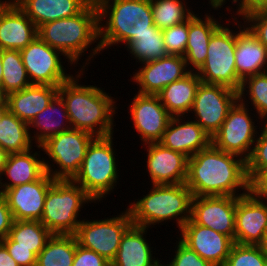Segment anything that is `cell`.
<instances>
[{"instance_id": "6da1fadb", "label": "cell", "mask_w": 267, "mask_h": 266, "mask_svg": "<svg viewBox=\"0 0 267 266\" xmlns=\"http://www.w3.org/2000/svg\"><path fill=\"white\" fill-rule=\"evenodd\" d=\"M185 184L193 196H243L249 193L246 161L211 143L188 158Z\"/></svg>"}, {"instance_id": "7a4b0ae2", "label": "cell", "mask_w": 267, "mask_h": 266, "mask_svg": "<svg viewBox=\"0 0 267 266\" xmlns=\"http://www.w3.org/2000/svg\"><path fill=\"white\" fill-rule=\"evenodd\" d=\"M82 65L76 76H72L58 88V95L64 101L72 129L89 132L95 137L114 135V115L118 108L116 102L100 87L78 83L87 69L85 64Z\"/></svg>"}, {"instance_id": "3957f363", "label": "cell", "mask_w": 267, "mask_h": 266, "mask_svg": "<svg viewBox=\"0 0 267 266\" xmlns=\"http://www.w3.org/2000/svg\"><path fill=\"white\" fill-rule=\"evenodd\" d=\"M37 35L50 47L60 51L69 65L79 64L81 56L91 45L85 59L88 65L102 51L99 45V11L95 0H91L77 15L44 23L37 28ZM98 40V41H97ZM84 53V54H83Z\"/></svg>"}, {"instance_id": "277c9868", "label": "cell", "mask_w": 267, "mask_h": 266, "mask_svg": "<svg viewBox=\"0 0 267 266\" xmlns=\"http://www.w3.org/2000/svg\"><path fill=\"white\" fill-rule=\"evenodd\" d=\"M95 1L99 11V45L103 51L115 44L126 45L133 37L158 29L153 22L150 0Z\"/></svg>"}, {"instance_id": "5b68a950", "label": "cell", "mask_w": 267, "mask_h": 266, "mask_svg": "<svg viewBox=\"0 0 267 266\" xmlns=\"http://www.w3.org/2000/svg\"><path fill=\"white\" fill-rule=\"evenodd\" d=\"M192 199L193 194L185 183L152 185L148 194L131 202L127 209L135 226L150 228L176 219L180 230L191 218Z\"/></svg>"}, {"instance_id": "8992f818", "label": "cell", "mask_w": 267, "mask_h": 266, "mask_svg": "<svg viewBox=\"0 0 267 266\" xmlns=\"http://www.w3.org/2000/svg\"><path fill=\"white\" fill-rule=\"evenodd\" d=\"M113 146V135L95 137L87 148L78 173L72 179L95 203L114 191L118 183V161Z\"/></svg>"}, {"instance_id": "52a82bcc", "label": "cell", "mask_w": 267, "mask_h": 266, "mask_svg": "<svg viewBox=\"0 0 267 266\" xmlns=\"http://www.w3.org/2000/svg\"><path fill=\"white\" fill-rule=\"evenodd\" d=\"M95 201L72 180H55L49 187L40 222L52 233L74 235L85 204ZM79 219V220H78Z\"/></svg>"}, {"instance_id": "ba28073f", "label": "cell", "mask_w": 267, "mask_h": 266, "mask_svg": "<svg viewBox=\"0 0 267 266\" xmlns=\"http://www.w3.org/2000/svg\"><path fill=\"white\" fill-rule=\"evenodd\" d=\"M230 20H227V26L222 23L212 34L206 61L196 73L203 83L222 85L239 92L242 80L235 67L237 31L229 28Z\"/></svg>"}, {"instance_id": "9c48e42d", "label": "cell", "mask_w": 267, "mask_h": 266, "mask_svg": "<svg viewBox=\"0 0 267 266\" xmlns=\"http://www.w3.org/2000/svg\"><path fill=\"white\" fill-rule=\"evenodd\" d=\"M94 138L95 136L89 132L71 128L36 146L50 158H44L46 172L55 180H72L78 173L87 148ZM50 161L52 164L55 163L58 169L52 168L55 164L52 165Z\"/></svg>"}, {"instance_id": "30bf717a", "label": "cell", "mask_w": 267, "mask_h": 266, "mask_svg": "<svg viewBox=\"0 0 267 266\" xmlns=\"http://www.w3.org/2000/svg\"><path fill=\"white\" fill-rule=\"evenodd\" d=\"M132 225L130 212L126 209L116 217L83 219L74 235L78 245L98 253L111 263L116 257L122 236Z\"/></svg>"}, {"instance_id": "8fae6325", "label": "cell", "mask_w": 267, "mask_h": 266, "mask_svg": "<svg viewBox=\"0 0 267 266\" xmlns=\"http://www.w3.org/2000/svg\"><path fill=\"white\" fill-rule=\"evenodd\" d=\"M248 106L239 100L229 110L220 129L212 137L211 143L221 151L237 155L247 161L260 132L251 118Z\"/></svg>"}, {"instance_id": "7c38bea8", "label": "cell", "mask_w": 267, "mask_h": 266, "mask_svg": "<svg viewBox=\"0 0 267 266\" xmlns=\"http://www.w3.org/2000/svg\"><path fill=\"white\" fill-rule=\"evenodd\" d=\"M238 100V92L233 89L201 82L191 109L195 116L192 118L212 138Z\"/></svg>"}, {"instance_id": "4fadbf2b", "label": "cell", "mask_w": 267, "mask_h": 266, "mask_svg": "<svg viewBox=\"0 0 267 266\" xmlns=\"http://www.w3.org/2000/svg\"><path fill=\"white\" fill-rule=\"evenodd\" d=\"M31 84L59 87L73 75L67 74L60 51L50 47L39 36L20 50Z\"/></svg>"}, {"instance_id": "5bb4252c", "label": "cell", "mask_w": 267, "mask_h": 266, "mask_svg": "<svg viewBox=\"0 0 267 266\" xmlns=\"http://www.w3.org/2000/svg\"><path fill=\"white\" fill-rule=\"evenodd\" d=\"M240 196H193L191 219L234 241L235 211Z\"/></svg>"}, {"instance_id": "9a60e30c", "label": "cell", "mask_w": 267, "mask_h": 266, "mask_svg": "<svg viewBox=\"0 0 267 266\" xmlns=\"http://www.w3.org/2000/svg\"><path fill=\"white\" fill-rule=\"evenodd\" d=\"M128 106L132 124L144 144L159 142L172 118L157 95L136 93Z\"/></svg>"}, {"instance_id": "2e32d148", "label": "cell", "mask_w": 267, "mask_h": 266, "mask_svg": "<svg viewBox=\"0 0 267 266\" xmlns=\"http://www.w3.org/2000/svg\"><path fill=\"white\" fill-rule=\"evenodd\" d=\"M179 231L177 239L212 266H223L234 244L230 237L198 225L191 218Z\"/></svg>"}, {"instance_id": "e0dca14e", "label": "cell", "mask_w": 267, "mask_h": 266, "mask_svg": "<svg viewBox=\"0 0 267 266\" xmlns=\"http://www.w3.org/2000/svg\"><path fill=\"white\" fill-rule=\"evenodd\" d=\"M55 181L47 172L39 179L10 189H0L14 220H37L43 215L45 198Z\"/></svg>"}, {"instance_id": "ac0fdd59", "label": "cell", "mask_w": 267, "mask_h": 266, "mask_svg": "<svg viewBox=\"0 0 267 266\" xmlns=\"http://www.w3.org/2000/svg\"><path fill=\"white\" fill-rule=\"evenodd\" d=\"M189 72L184 57L167 55L142 63L140 68L133 72L131 80L139 86L137 93L156 95L167 85L182 79Z\"/></svg>"}, {"instance_id": "d6986e66", "label": "cell", "mask_w": 267, "mask_h": 266, "mask_svg": "<svg viewBox=\"0 0 267 266\" xmlns=\"http://www.w3.org/2000/svg\"><path fill=\"white\" fill-rule=\"evenodd\" d=\"M267 230V200L250 192L240 196L235 211L234 243L259 245Z\"/></svg>"}, {"instance_id": "ffe728a7", "label": "cell", "mask_w": 267, "mask_h": 266, "mask_svg": "<svg viewBox=\"0 0 267 266\" xmlns=\"http://www.w3.org/2000/svg\"><path fill=\"white\" fill-rule=\"evenodd\" d=\"M147 171L152 185L184 184L187 178L188 157L159 142L147 143Z\"/></svg>"}, {"instance_id": "44dd1931", "label": "cell", "mask_w": 267, "mask_h": 266, "mask_svg": "<svg viewBox=\"0 0 267 266\" xmlns=\"http://www.w3.org/2000/svg\"><path fill=\"white\" fill-rule=\"evenodd\" d=\"M183 119V116L172 117L159 143L190 158L207 148L212 138L194 120Z\"/></svg>"}, {"instance_id": "7402d4cb", "label": "cell", "mask_w": 267, "mask_h": 266, "mask_svg": "<svg viewBox=\"0 0 267 266\" xmlns=\"http://www.w3.org/2000/svg\"><path fill=\"white\" fill-rule=\"evenodd\" d=\"M243 24L236 26L239 31L235 49L236 72L242 81L267 71V48Z\"/></svg>"}, {"instance_id": "603a6c76", "label": "cell", "mask_w": 267, "mask_h": 266, "mask_svg": "<svg viewBox=\"0 0 267 266\" xmlns=\"http://www.w3.org/2000/svg\"><path fill=\"white\" fill-rule=\"evenodd\" d=\"M201 17L194 13L188 19V41L184 60L188 70L192 72H197L205 63L209 40L222 25L218 22L219 19L214 18L210 13H206L204 19Z\"/></svg>"}, {"instance_id": "cb8c5ba5", "label": "cell", "mask_w": 267, "mask_h": 266, "mask_svg": "<svg viewBox=\"0 0 267 266\" xmlns=\"http://www.w3.org/2000/svg\"><path fill=\"white\" fill-rule=\"evenodd\" d=\"M57 86L31 84L7 94L8 111L20 120L30 123L58 94Z\"/></svg>"}, {"instance_id": "d4e9b609", "label": "cell", "mask_w": 267, "mask_h": 266, "mask_svg": "<svg viewBox=\"0 0 267 266\" xmlns=\"http://www.w3.org/2000/svg\"><path fill=\"white\" fill-rule=\"evenodd\" d=\"M36 36V25L14 2L0 18V49L20 51Z\"/></svg>"}, {"instance_id": "484cf974", "label": "cell", "mask_w": 267, "mask_h": 266, "mask_svg": "<svg viewBox=\"0 0 267 266\" xmlns=\"http://www.w3.org/2000/svg\"><path fill=\"white\" fill-rule=\"evenodd\" d=\"M40 156V151L33 152L31 149L22 153H10L1 174L0 189H10L39 180L46 173L44 158ZM4 175L9 182H2Z\"/></svg>"}, {"instance_id": "4316f807", "label": "cell", "mask_w": 267, "mask_h": 266, "mask_svg": "<svg viewBox=\"0 0 267 266\" xmlns=\"http://www.w3.org/2000/svg\"><path fill=\"white\" fill-rule=\"evenodd\" d=\"M148 228L132 225L122 236L111 266H154L159 260L146 239Z\"/></svg>"}, {"instance_id": "83f0119b", "label": "cell", "mask_w": 267, "mask_h": 266, "mask_svg": "<svg viewBox=\"0 0 267 266\" xmlns=\"http://www.w3.org/2000/svg\"><path fill=\"white\" fill-rule=\"evenodd\" d=\"M91 0H14L16 5L40 25L77 15Z\"/></svg>"}, {"instance_id": "f1b7e54d", "label": "cell", "mask_w": 267, "mask_h": 266, "mask_svg": "<svg viewBox=\"0 0 267 266\" xmlns=\"http://www.w3.org/2000/svg\"><path fill=\"white\" fill-rule=\"evenodd\" d=\"M201 82L197 73L190 71L182 79L167 85L156 95L172 117L183 116L186 118V116H190L187 114L191 112Z\"/></svg>"}, {"instance_id": "f546056e", "label": "cell", "mask_w": 267, "mask_h": 266, "mask_svg": "<svg viewBox=\"0 0 267 266\" xmlns=\"http://www.w3.org/2000/svg\"><path fill=\"white\" fill-rule=\"evenodd\" d=\"M28 126L29 129L34 128L36 130H34V136H31L36 146H40L50 137L72 128L64 101L58 94L48 107L35 116Z\"/></svg>"}, {"instance_id": "4dcf8cb0", "label": "cell", "mask_w": 267, "mask_h": 266, "mask_svg": "<svg viewBox=\"0 0 267 266\" xmlns=\"http://www.w3.org/2000/svg\"><path fill=\"white\" fill-rule=\"evenodd\" d=\"M30 132L28 123L7 111L0 120V147L8 154L26 152L36 147Z\"/></svg>"}, {"instance_id": "1f68e13d", "label": "cell", "mask_w": 267, "mask_h": 266, "mask_svg": "<svg viewBox=\"0 0 267 266\" xmlns=\"http://www.w3.org/2000/svg\"><path fill=\"white\" fill-rule=\"evenodd\" d=\"M52 235L40 221L14 220L8 236L15 247L30 248L38 256Z\"/></svg>"}, {"instance_id": "d6a6232c", "label": "cell", "mask_w": 267, "mask_h": 266, "mask_svg": "<svg viewBox=\"0 0 267 266\" xmlns=\"http://www.w3.org/2000/svg\"><path fill=\"white\" fill-rule=\"evenodd\" d=\"M75 252V235L53 234L38 254L36 266H72Z\"/></svg>"}, {"instance_id": "836d02e7", "label": "cell", "mask_w": 267, "mask_h": 266, "mask_svg": "<svg viewBox=\"0 0 267 266\" xmlns=\"http://www.w3.org/2000/svg\"><path fill=\"white\" fill-rule=\"evenodd\" d=\"M126 49L137 59L140 64L160 59L167 56L166 46L163 40V31L159 28L144 33L138 37H133L126 45Z\"/></svg>"}, {"instance_id": "e575fe53", "label": "cell", "mask_w": 267, "mask_h": 266, "mask_svg": "<svg viewBox=\"0 0 267 266\" xmlns=\"http://www.w3.org/2000/svg\"><path fill=\"white\" fill-rule=\"evenodd\" d=\"M185 2V0H150L156 27L163 30L187 21L194 12Z\"/></svg>"}, {"instance_id": "d590c367", "label": "cell", "mask_w": 267, "mask_h": 266, "mask_svg": "<svg viewBox=\"0 0 267 266\" xmlns=\"http://www.w3.org/2000/svg\"><path fill=\"white\" fill-rule=\"evenodd\" d=\"M2 87L9 94L31 85L19 50H1Z\"/></svg>"}, {"instance_id": "8d00e7d4", "label": "cell", "mask_w": 267, "mask_h": 266, "mask_svg": "<svg viewBox=\"0 0 267 266\" xmlns=\"http://www.w3.org/2000/svg\"><path fill=\"white\" fill-rule=\"evenodd\" d=\"M245 94L246 96L248 94V100ZM238 95L239 101L245 106H250L248 104L249 100L251 101V106L253 105L258 114L256 118L260 119L259 122L267 120V71L246 77L242 81Z\"/></svg>"}, {"instance_id": "74e56055", "label": "cell", "mask_w": 267, "mask_h": 266, "mask_svg": "<svg viewBox=\"0 0 267 266\" xmlns=\"http://www.w3.org/2000/svg\"><path fill=\"white\" fill-rule=\"evenodd\" d=\"M223 266H267V256L259 245L234 243Z\"/></svg>"}, {"instance_id": "f35d334b", "label": "cell", "mask_w": 267, "mask_h": 266, "mask_svg": "<svg viewBox=\"0 0 267 266\" xmlns=\"http://www.w3.org/2000/svg\"><path fill=\"white\" fill-rule=\"evenodd\" d=\"M162 31L168 55L184 57L188 41V20L170 28L163 29Z\"/></svg>"}, {"instance_id": "ab89813d", "label": "cell", "mask_w": 267, "mask_h": 266, "mask_svg": "<svg viewBox=\"0 0 267 266\" xmlns=\"http://www.w3.org/2000/svg\"><path fill=\"white\" fill-rule=\"evenodd\" d=\"M241 20L244 21L245 26L267 48V9L252 11L242 17Z\"/></svg>"}, {"instance_id": "60d3db41", "label": "cell", "mask_w": 267, "mask_h": 266, "mask_svg": "<svg viewBox=\"0 0 267 266\" xmlns=\"http://www.w3.org/2000/svg\"><path fill=\"white\" fill-rule=\"evenodd\" d=\"M261 129L251 155L246 161L247 169H267V127L263 125Z\"/></svg>"}, {"instance_id": "b9f144b4", "label": "cell", "mask_w": 267, "mask_h": 266, "mask_svg": "<svg viewBox=\"0 0 267 266\" xmlns=\"http://www.w3.org/2000/svg\"><path fill=\"white\" fill-rule=\"evenodd\" d=\"M175 254L169 266H212L208 261L202 259L195 251L189 249L180 240L176 241Z\"/></svg>"}, {"instance_id": "7bdbcfd3", "label": "cell", "mask_w": 267, "mask_h": 266, "mask_svg": "<svg viewBox=\"0 0 267 266\" xmlns=\"http://www.w3.org/2000/svg\"><path fill=\"white\" fill-rule=\"evenodd\" d=\"M1 242L19 266H36L37 256L30 248L15 247V242L9 236L1 240Z\"/></svg>"}, {"instance_id": "ee69618b", "label": "cell", "mask_w": 267, "mask_h": 266, "mask_svg": "<svg viewBox=\"0 0 267 266\" xmlns=\"http://www.w3.org/2000/svg\"><path fill=\"white\" fill-rule=\"evenodd\" d=\"M249 192L256 198L267 200V169H247Z\"/></svg>"}, {"instance_id": "f6af8a7d", "label": "cell", "mask_w": 267, "mask_h": 266, "mask_svg": "<svg viewBox=\"0 0 267 266\" xmlns=\"http://www.w3.org/2000/svg\"><path fill=\"white\" fill-rule=\"evenodd\" d=\"M72 266H111V263L98 253L78 245L76 240V252Z\"/></svg>"}, {"instance_id": "bcb514c9", "label": "cell", "mask_w": 267, "mask_h": 266, "mask_svg": "<svg viewBox=\"0 0 267 266\" xmlns=\"http://www.w3.org/2000/svg\"><path fill=\"white\" fill-rule=\"evenodd\" d=\"M13 216L5 197L0 193V241L9 235L13 224Z\"/></svg>"}, {"instance_id": "7dc6e473", "label": "cell", "mask_w": 267, "mask_h": 266, "mask_svg": "<svg viewBox=\"0 0 267 266\" xmlns=\"http://www.w3.org/2000/svg\"><path fill=\"white\" fill-rule=\"evenodd\" d=\"M232 4L238 5L236 8V16L240 18L246 14L260 9H267V0H232ZM237 3V4H236Z\"/></svg>"}, {"instance_id": "c3c4849f", "label": "cell", "mask_w": 267, "mask_h": 266, "mask_svg": "<svg viewBox=\"0 0 267 266\" xmlns=\"http://www.w3.org/2000/svg\"><path fill=\"white\" fill-rule=\"evenodd\" d=\"M0 266H19L10 256L5 245L0 241Z\"/></svg>"}, {"instance_id": "681fc988", "label": "cell", "mask_w": 267, "mask_h": 266, "mask_svg": "<svg viewBox=\"0 0 267 266\" xmlns=\"http://www.w3.org/2000/svg\"><path fill=\"white\" fill-rule=\"evenodd\" d=\"M14 3V0H0V18L3 14L10 8V6Z\"/></svg>"}, {"instance_id": "f907efd6", "label": "cell", "mask_w": 267, "mask_h": 266, "mask_svg": "<svg viewBox=\"0 0 267 266\" xmlns=\"http://www.w3.org/2000/svg\"><path fill=\"white\" fill-rule=\"evenodd\" d=\"M8 155L9 154L4 149H2L0 147V178H1L3 168L6 164V160H7Z\"/></svg>"}, {"instance_id": "816d5d0a", "label": "cell", "mask_w": 267, "mask_h": 266, "mask_svg": "<svg viewBox=\"0 0 267 266\" xmlns=\"http://www.w3.org/2000/svg\"><path fill=\"white\" fill-rule=\"evenodd\" d=\"M209 5H211L210 8H213L214 10L220 9L227 3V0H208ZM226 2V3H225Z\"/></svg>"}, {"instance_id": "f5cc1de1", "label": "cell", "mask_w": 267, "mask_h": 266, "mask_svg": "<svg viewBox=\"0 0 267 266\" xmlns=\"http://www.w3.org/2000/svg\"><path fill=\"white\" fill-rule=\"evenodd\" d=\"M262 252L267 256V230L264 234L262 242L259 244Z\"/></svg>"}, {"instance_id": "db71d44e", "label": "cell", "mask_w": 267, "mask_h": 266, "mask_svg": "<svg viewBox=\"0 0 267 266\" xmlns=\"http://www.w3.org/2000/svg\"><path fill=\"white\" fill-rule=\"evenodd\" d=\"M0 104H7V93L4 91L2 85H0Z\"/></svg>"}, {"instance_id": "11a10c76", "label": "cell", "mask_w": 267, "mask_h": 266, "mask_svg": "<svg viewBox=\"0 0 267 266\" xmlns=\"http://www.w3.org/2000/svg\"><path fill=\"white\" fill-rule=\"evenodd\" d=\"M8 111V104H0V120Z\"/></svg>"}, {"instance_id": "9f6ffc18", "label": "cell", "mask_w": 267, "mask_h": 266, "mask_svg": "<svg viewBox=\"0 0 267 266\" xmlns=\"http://www.w3.org/2000/svg\"><path fill=\"white\" fill-rule=\"evenodd\" d=\"M3 66H2V60H1V49H0V85L2 83V78H3Z\"/></svg>"}, {"instance_id": "6f0895ef", "label": "cell", "mask_w": 267, "mask_h": 266, "mask_svg": "<svg viewBox=\"0 0 267 266\" xmlns=\"http://www.w3.org/2000/svg\"><path fill=\"white\" fill-rule=\"evenodd\" d=\"M161 262H162L161 260H158V261L155 263L154 266H169L168 264H164V262H163V263H161Z\"/></svg>"}, {"instance_id": "680465c9", "label": "cell", "mask_w": 267, "mask_h": 266, "mask_svg": "<svg viewBox=\"0 0 267 266\" xmlns=\"http://www.w3.org/2000/svg\"><path fill=\"white\" fill-rule=\"evenodd\" d=\"M263 124L267 127V120L265 122H263Z\"/></svg>"}]
</instances>
